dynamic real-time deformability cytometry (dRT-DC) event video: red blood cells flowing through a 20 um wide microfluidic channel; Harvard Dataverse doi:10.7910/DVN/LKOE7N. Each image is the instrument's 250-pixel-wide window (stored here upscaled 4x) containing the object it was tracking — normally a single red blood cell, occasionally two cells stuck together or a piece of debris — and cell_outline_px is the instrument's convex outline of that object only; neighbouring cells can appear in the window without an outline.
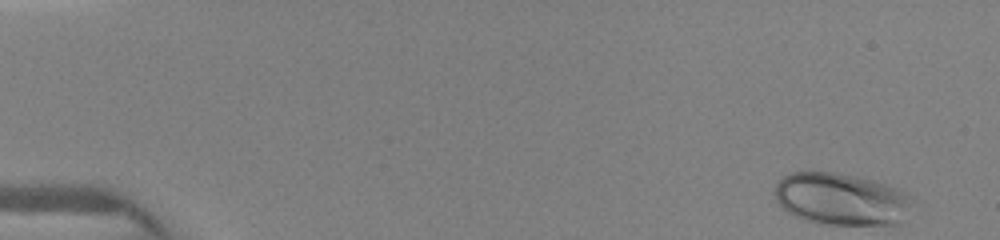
{"species": "human", "species_latin": "Homo sapiens", "temperature_condition": "warm", "stored_images_in_passage": 66, "camera_frame_rate_fps": 3000, "um_per_image_px": 0.085, "donor": {"sex": "female"}, "frame": {"image": 1, "passage_image": 1, "time_ms": 0.0, "image_size_px": [1000, 240], "cell_outline_px": [[908, 204], [900, 224], [816, 224], [804, 220], [788, 212], [776, 200], [772, 192], [776, 184], [784, 176], [792, 172], [832, 172], [856, 176], [872, 180], [896, 188], [908, 196]], "centroid_in_image_um": [71.39, 16.92], "position_along_channel_um": 13.6, "area_um2": 41.15}}
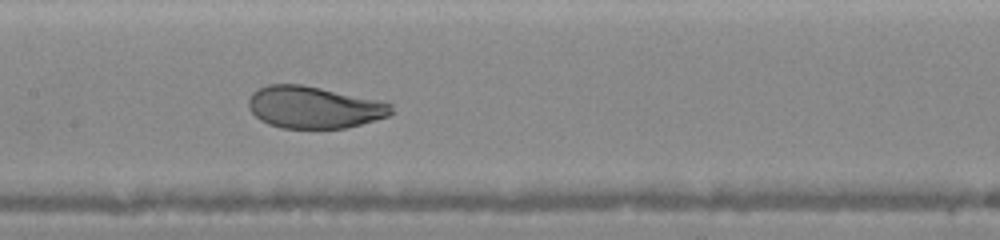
{"frame": {"image": 2, "passage_image": 29, "time_ms": 7.0, "image_size_px": [1000, 240], "cell_outline_px": [[396, 112], [388, 116], [360, 124], [344, 128], [280, 128], [268, 124], [260, 120], [248, 108], [248, 100], [252, 92], [268, 84], [300, 84], [320, 88], [376, 100], [392, 104]], "centroid_in_image_um": [26.66, 9.13], "position_along_channel_um": 180.7, "area_um2": 34.74}}
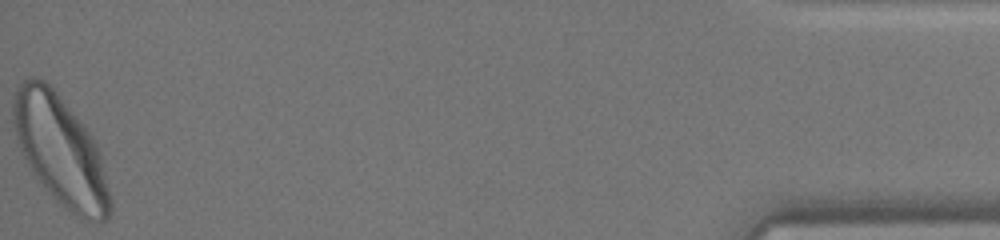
{"frame": {"image": 3, "passage_image": 65, "time_ms": 14.667, "image_size_px": [1000, 240], "cell_outline_px": [[112, 212], [108, 220], [96, 224], [84, 220], [60, 204], [56, 200], [32, 172], [20, 148], [16, 136], [12, 120], [12, 100], [20, 84], [28, 76], [36, 76], [44, 80], [56, 92], [92, 136], [100, 152], [112, 200]], "centroid_in_image_um": [5.16, 12.84], "position_along_channel_um": 430.0, "area_um2": 61.73}}